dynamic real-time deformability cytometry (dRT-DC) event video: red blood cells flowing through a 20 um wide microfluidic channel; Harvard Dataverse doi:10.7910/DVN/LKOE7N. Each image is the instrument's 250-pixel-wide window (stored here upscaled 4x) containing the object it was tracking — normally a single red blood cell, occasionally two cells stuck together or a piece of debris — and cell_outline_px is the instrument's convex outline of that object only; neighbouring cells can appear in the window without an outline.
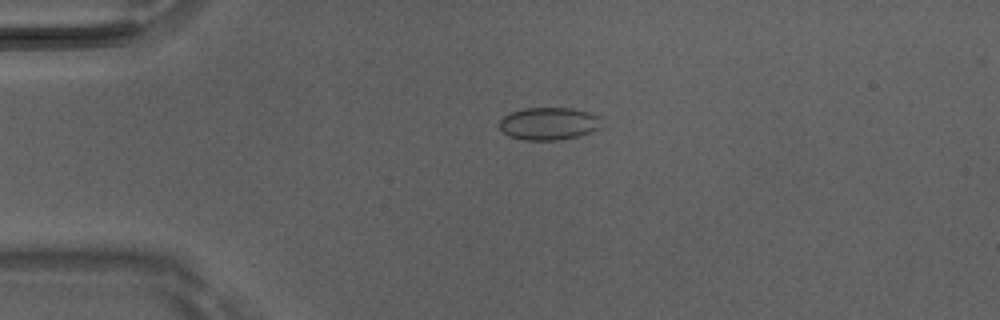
{"species": "Egyptian fruit bat (a non-hibernating species)", "species_latin": "Rousettus aegyptiacus", "temperature_condition": "room temperature", "stored_images_in_passage": 4, "camera_frame_rate_fps": 3000, "um_per_image_px": 0.085, "animal": {"sex": "male"}, "frame": {"image": 1, "passage_image": 3, "time_ms": 0.667, "image_size_px": [1000, 320], "cell_outline_px": [[600, 128], [592, 132], [576, 136], [556, 140], [520, 140], [508, 136], [500, 128], [500, 120], [504, 116], [512, 112], [524, 108], [572, 108], [588, 112], [600, 116]], "centroid_in_image_um": [46.64, 10.51], "position_along_channel_um": 38.4, "area_um2": 19.36}}